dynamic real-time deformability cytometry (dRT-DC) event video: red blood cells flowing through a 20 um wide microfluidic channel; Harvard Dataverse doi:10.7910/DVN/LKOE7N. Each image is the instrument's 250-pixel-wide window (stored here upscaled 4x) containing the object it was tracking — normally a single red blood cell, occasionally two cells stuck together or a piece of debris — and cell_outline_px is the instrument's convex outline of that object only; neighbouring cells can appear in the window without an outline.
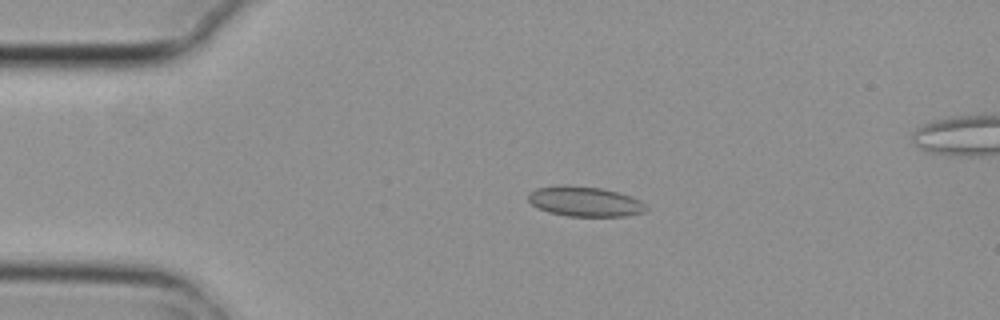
{"species": "common noctule bat (a hibernating species)", "species_latin": "Nyctalus noctula", "temperature_condition": "cold", "stored_images_in_passage": 6, "camera_frame_rate_fps": 3000, "um_per_image_px": 0.085, "animal": {"sex": "female", "body_mass_g": 29.2, "forearm_length_mm": 56.3}, "frame": {"image": 1, "passage_image": 4, "time_ms": 1.0, "image_size_px": [1000, 320], "cell_outline_px": [[648, 208], [644, 212], [624, 216], [568, 216], [548, 212], [532, 204], [528, 200], [528, 192], [536, 188], [560, 184], [564, 184], [604, 188], [632, 196], [640, 200]], "centroid_in_image_um": [49.7, 17.11], "position_along_channel_um": 35.3, "area_um2": 20.81}}